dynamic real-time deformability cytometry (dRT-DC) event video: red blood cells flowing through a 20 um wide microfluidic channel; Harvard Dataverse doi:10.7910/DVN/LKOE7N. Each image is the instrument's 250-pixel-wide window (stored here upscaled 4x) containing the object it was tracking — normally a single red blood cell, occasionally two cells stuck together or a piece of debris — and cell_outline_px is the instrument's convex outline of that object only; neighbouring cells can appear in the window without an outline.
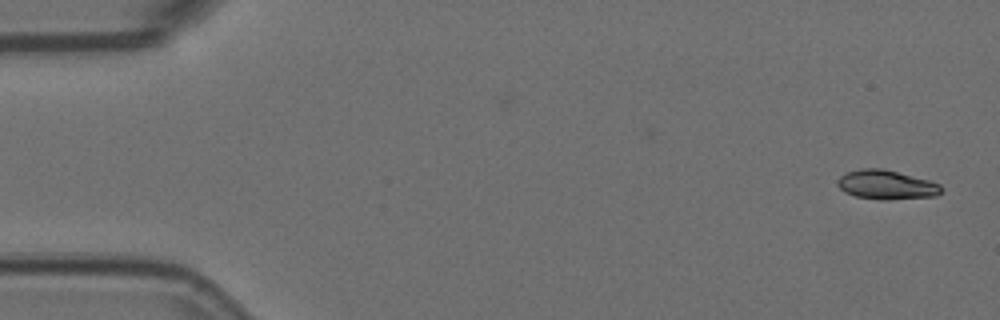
{"species": "Egyptian fruit bat (a non-hibernating species)", "species_latin": "Rousettus aegyptiacus", "temperature_condition": "room temperature", "stored_images_in_passage": 5, "camera_frame_rate_fps": 3000, "um_per_image_px": 0.085, "animal": {"sex": "female"}, "frame": {"image": 1, "passage_image": 1, "time_ms": 0.0, "image_size_px": [1000, 320], "cell_outline_px": [[944, 188], [936, 196], [888, 200], [880, 200], [856, 196], [844, 192], [836, 184], [836, 180], [840, 176], [848, 172], [860, 168], [884, 168], [928, 180], [940, 184]], "centroid_in_image_um": [75.33, 15.7], "position_along_channel_um": 9.7, "area_um2": 17.8}}